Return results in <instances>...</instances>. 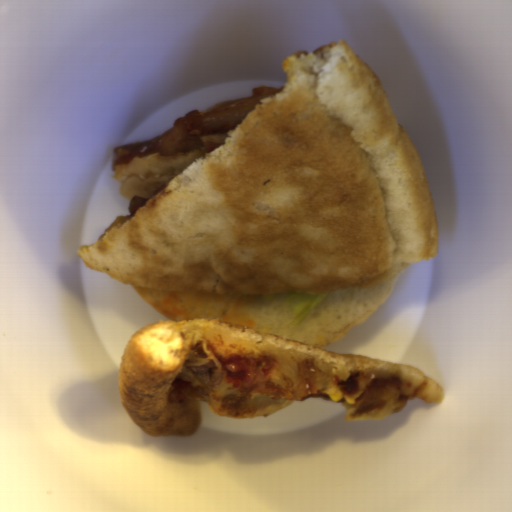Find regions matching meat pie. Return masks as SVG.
<instances>
[{
  "label": "meat pie",
  "mask_w": 512,
  "mask_h": 512,
  "mask_svg": "<svg viewBox=\"0 0 512 512\" xmlns=\"http://www.w3.org/2000/svg\"><path fill=\"white\" fill-rule=\"evenodd\" d=\"M282 86L254 87L252 95L211 107L206 112L190 110L176 119L165 134L139 143L112 148L111 167L158 153L161 157L208 153L226 144L229 133L247 118L266 98L275 96Z\"/></svg>",
  "instance_id": "b5893723"
}]
</instances>
